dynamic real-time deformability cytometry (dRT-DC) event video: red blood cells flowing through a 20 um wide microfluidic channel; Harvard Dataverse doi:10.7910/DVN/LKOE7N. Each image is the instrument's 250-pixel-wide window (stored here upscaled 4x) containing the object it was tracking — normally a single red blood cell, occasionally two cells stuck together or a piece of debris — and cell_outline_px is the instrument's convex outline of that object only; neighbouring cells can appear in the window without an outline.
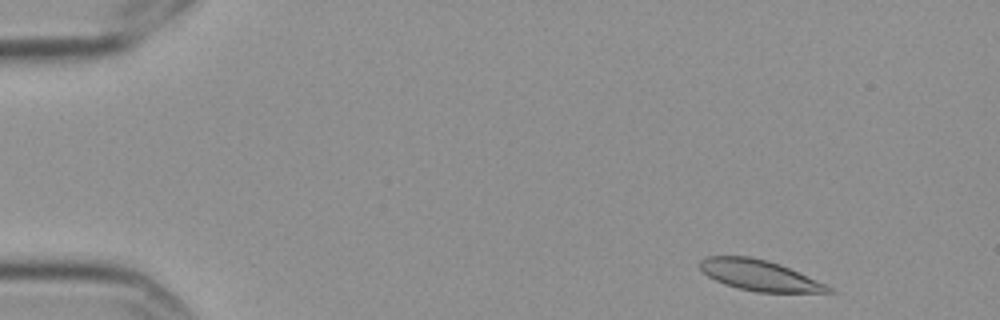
{"species": "Egyptian fruit bat (a non-hibernating species)", "species_latin": "Rousettus aegyptiacus", "temperature_condition": "cold", "stored_images_in_passage": 4, "camera_frame_rate_fps": 3000, "um_per_image_px": 0.085, "frame": {"image": 1, "passage_image": 1, "time_ms": 0.0, "image_size_px": [1000, 320], "cell_outline_px": [[840, 292], [756, 292], [736, 288], [724, 284], [708, 276], [700, 268], [700, 260], [704, 256], [752, 256], [768, 260], [780, 264], [828, 284], [836, 288]], "centroid_in_image_um": [64.61, 23.4], "position_along_channel_um": 20.4, "area_um2": 23.29}}
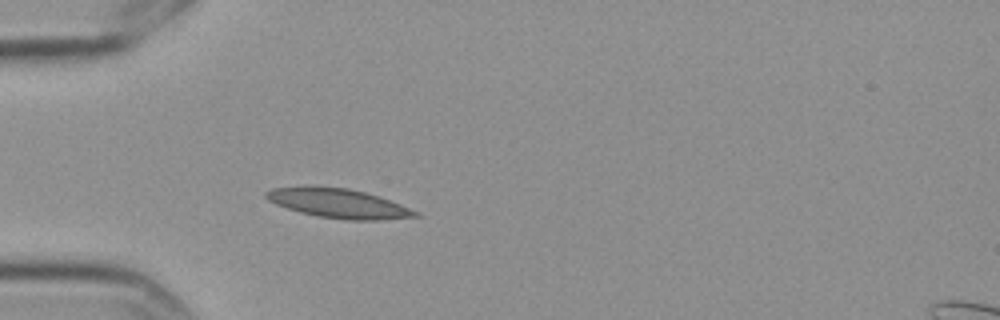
{"frame": {"image": 2, "passage_image": 4, "time_ms": 1.0, "image_size_px": [1000, 320], "cell_outline_px": [[420, 216], [380, 220], [348, 220], [316, 216], [300, 212], [276, 204], [268, 200], [264, 196], [264, 192], [272, 188], [308, 184], [316, 184], [348, 188], [380, 196], [420, 212]], "centroid_in_image_um": [28.72, 17.25], "position_along_channel_um": 56.3, "area_um2": 26.13}}